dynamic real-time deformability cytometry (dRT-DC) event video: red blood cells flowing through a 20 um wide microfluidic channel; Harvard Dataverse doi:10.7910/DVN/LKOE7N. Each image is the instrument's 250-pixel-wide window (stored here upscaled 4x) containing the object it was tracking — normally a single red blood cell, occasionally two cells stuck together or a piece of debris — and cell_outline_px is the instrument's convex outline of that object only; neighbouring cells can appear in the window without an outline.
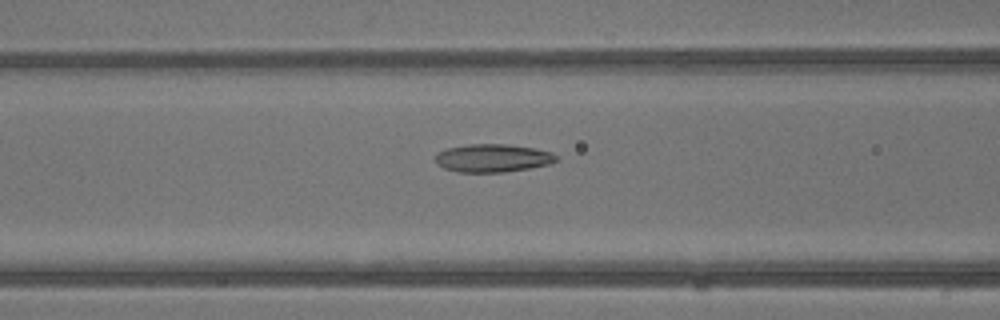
{"species": "common noctule bat (a hibernating species)", "species_latin": "Nyctalus noctula", "temperature_condition": "warm", "stored_images_in_passage": 42, "camera_frame_rate_fps": 3000, "um_per_image_px": 0.085, "animal": {"sex": "male", "body_mass_g": 13.3}, "frame": {"image": 1, "passage_image": 17, "time_ms": 5.333, "image_size_px": [1000, 320], "cell_outline_px": [[556, 160], [548, 164], [528, 168], [504, 172], [456, 172], [444, 168], [436, 164], [436, 152], [448, 148], [468, 144], [508, 144], [536, 148], [552, 152], [556, 156]], "centroid_in_image_um": [41.85, 13.43], "position_along_channel_um": 124.8, "area_um2": 19.77}}
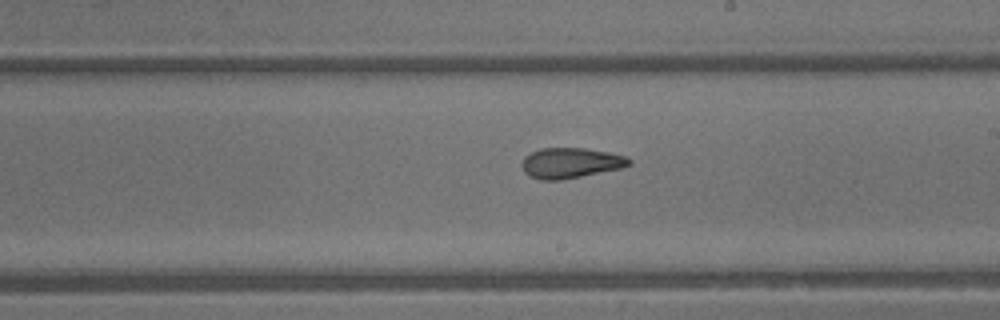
{"frame": {"image": 2, "passage_image": 24, "time_ms": 7.667, "image_size_px": [1000, 320], "cell_outline_px": [[632, 164], [620, 168], [560, 180], [540, 180], [528, 176], [524, 172], [520, 164], [524, 156], [540, 148], [584, 148], [608, 152], [624, 156], [632, 160]], "centroid_in_image_um": [48.45, 13.85], "position_along_channel_um": 240.6, "area_um2": 18.96}}
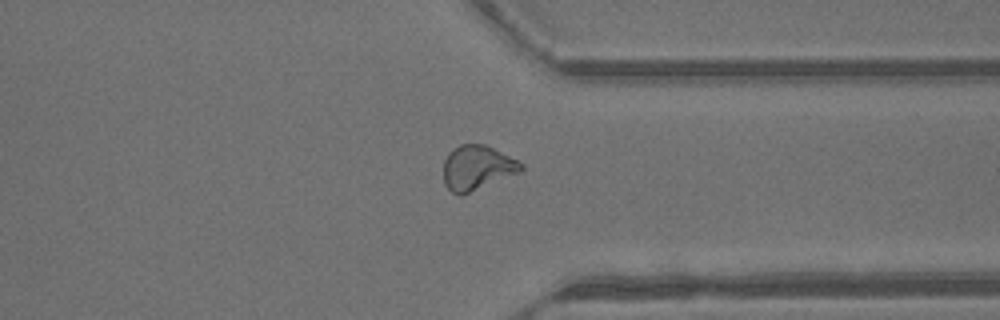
{"frame": {"image": 3, "passage_image": 32, "time_ms": 10.333, "image_size_px": [1000, 320], "cell_outline_px": [[524, 168], [520, 172], [460, 196], [452, 192], [444, 184], [444, 160], [448, 152], [452, 148], [460, 144], [484, 144], [524, 164]], "centroid_in_image_um": [40.52, 14.25], "position_along_channel_um": 370.9, "area_um2": 20.0}, "authors_computed_cell_mechanics": {"area_um2": 20.4612, "velocity_mm_per_s": 4.9714, "shape_relaxation_time_tau1_ms": null, "shape_relaxation_time_tau2_ms": 2.0307, "deformation_change_tau1": null, "deformation_change_tau2": 0.101}}